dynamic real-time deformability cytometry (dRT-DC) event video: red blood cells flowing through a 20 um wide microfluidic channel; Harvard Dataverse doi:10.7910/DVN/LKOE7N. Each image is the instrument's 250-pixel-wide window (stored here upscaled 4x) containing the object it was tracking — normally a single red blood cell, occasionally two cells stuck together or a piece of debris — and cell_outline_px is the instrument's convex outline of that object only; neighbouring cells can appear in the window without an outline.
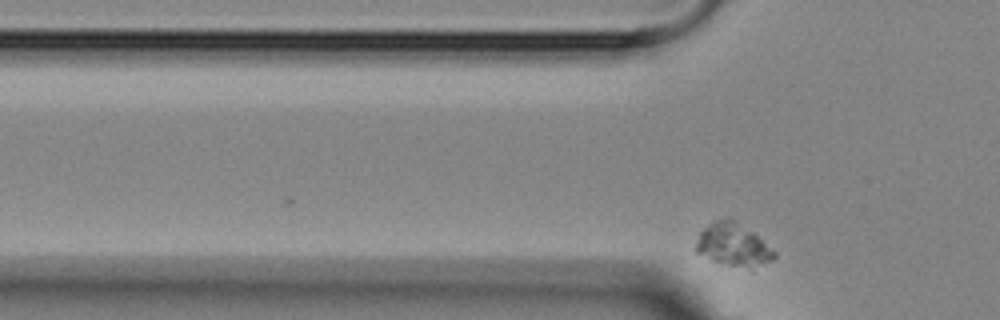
{"species": "Egyptian fruit bat (a non-hibernating species)", "species_latin": "Rousettus aegyptiacus", "temperature_condition": "room temperature", "stored_images_in_passage": 10, "segment_of_instrument_passage": [1, 2], "camera_frame_rate_fps": 3000, "um_per_image_px": 0.085, "animal": {"sex": "female"}, "frame": {"image": 1, "passage_image": 3, "time_ms": 2.667, "image_size_px": [1000, 320], "cell_outline_px": [[776, 256], [772, 260], [752, 272], [712, 260], [696, 252], [696, 244], [700, 232], [708, 224], [716, 220], [736, 220], [752, 232], [776, 252]], "centroid_in_image_um": [62.36, 20.88], "position_along_channel_um": 63.4, "area_um2": 19.59}}
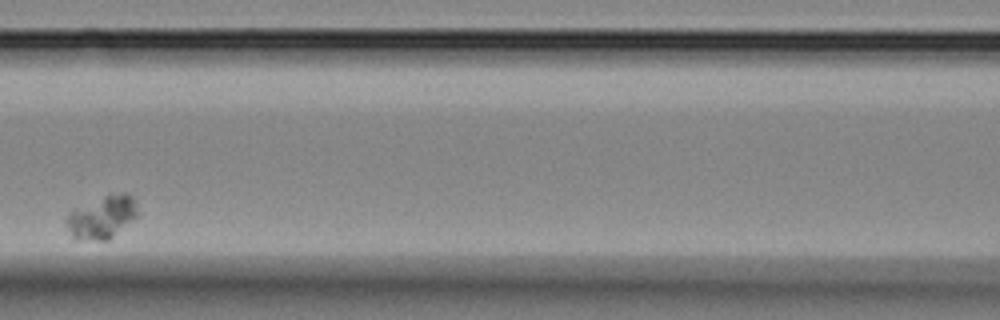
{"frame": {"image": 2, "passage_image": 6, "time_ms": 6.0, "image_size_px": [1000, 320], "cell_outline_px": [[140, 216], [108, 240], [72, 240], [68, 228], [68, 216], [76, 208], [108, 192], [124, 192], [132, 196], [136, 200], [140, 212]], "centroid_in_image_um": [8.76, 18.43], "position_along_channel_um": 157.8, "area_um2": 18.32}}
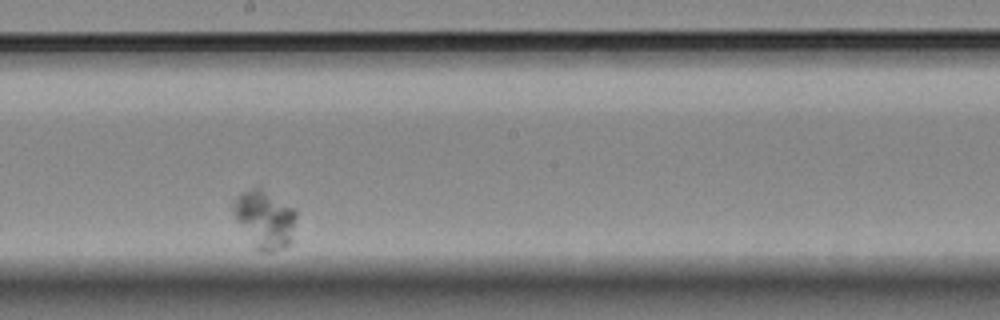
{"frame": {"image": 3, "passage_image": 8, "time_ms": 8.333, "image_size_px": [1000, 320], "cell_outline_px": [[296, 216], [288, 244], [284, 248], [272, 252], [260, 252], [256, 248], [236, 220], [232, 212], [232, 204], [236, 196], [240, 192], [256, 184], [260, 184], [296, 208]], "centroid_in_image_um": [22.48, 18.53], "position_along_channel_um": 225.7, "area_um2": 21.79}}